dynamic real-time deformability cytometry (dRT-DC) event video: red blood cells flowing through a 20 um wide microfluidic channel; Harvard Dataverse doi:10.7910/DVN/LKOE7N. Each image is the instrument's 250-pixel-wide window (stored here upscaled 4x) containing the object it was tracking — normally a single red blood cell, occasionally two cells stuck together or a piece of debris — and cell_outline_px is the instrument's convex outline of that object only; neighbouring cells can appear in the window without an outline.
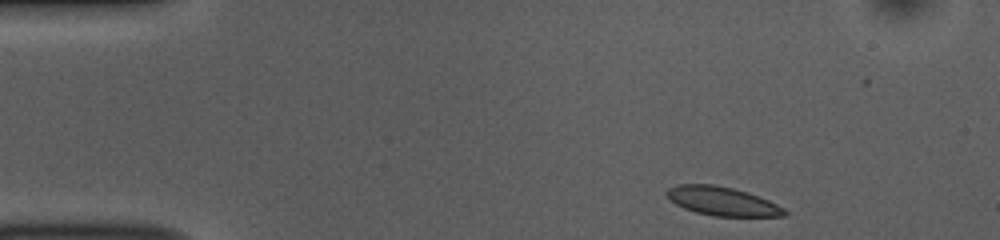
{"species": "common noctule bat (a hibernating species)", "species_latin": "Nyctalus noctula", "temperature_condition": "room temperature", "stored_images_in_passage": 46, "camera_frame_rate_fps": 3000, "um_per_image_px": 0.085, "animal": {"sex": "female", "body_mass_g": 10.0, "forearm_length_mm": 53.1}, "frame": {"image": 1, "passage_image": 1, "time_ms": 0.0, "image_size_px": [1000, 240], "cell_outline_px": [[788, 216], [712, 216], [696, 212], [684, 208], [676, 204], [664, 192], [668, 188], [680, 184], [712, 184], [732, 188], [748, 192], [768, 200], [784, 208], [788, 212]], "centroid_in_image_um": [61.41, 17.1], "position_along_channel_um": 23.6, "area_um2": 19.65}}
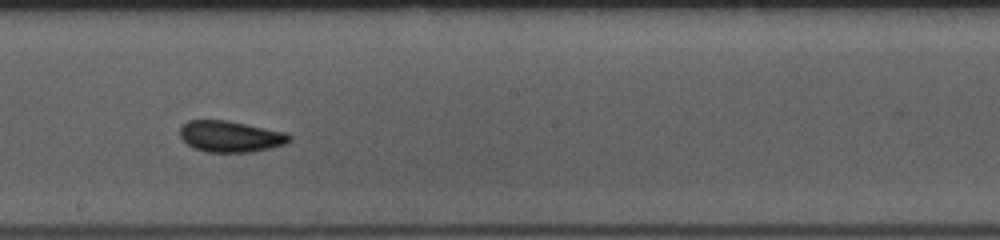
{"frame": {"image": 2, "passage_image": 23, "time_ms": 7.333, "image_size_px": [1000, 240], "cell_outline_px": [[292, 140], [284, 144], [272, 148], [252, 152], [208, 152], [192, 148], [180, 136], [180, 128], [188, 120], [228, 120], [288, 132], [292, 136]], "centroid_in_image_um": [19.64, 11.59], "position_along_channel_um": 228.6, "area_um2": 20.17}}
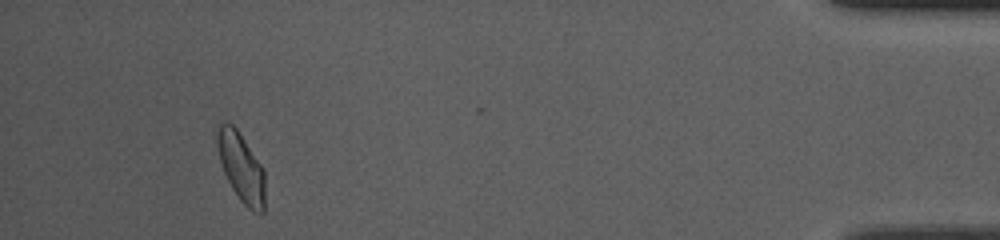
{"frame": {"image": 3, "passage_image": 43, "time_ms": 14.0, "image_size_px": [1000, 240], "cell_outline_px": [[264, 212], [260, 216], [252, 212], [240, 200], [232, 188], [224, 172], [220, 160], [216, 140], [216, 124], [224, 120], [232, 124], [236, 128], [264, 168]], "centroid_in_image_um": [20.49, 14.21], "position_along_channel_um": 414.7, "area_um2": 19.48}, "authors_computed_cell_mechanics": {"area_um2": 19.6809, "velocity_mm_per_s": 3.7651, "shape_relaxation_time_tau1_ms": 4.4844, "shape_relaxation_time_tau2_ms": 1.5831, "deformation_change_tau1": 0.083, "deformation_change_tau2": 0.047}}